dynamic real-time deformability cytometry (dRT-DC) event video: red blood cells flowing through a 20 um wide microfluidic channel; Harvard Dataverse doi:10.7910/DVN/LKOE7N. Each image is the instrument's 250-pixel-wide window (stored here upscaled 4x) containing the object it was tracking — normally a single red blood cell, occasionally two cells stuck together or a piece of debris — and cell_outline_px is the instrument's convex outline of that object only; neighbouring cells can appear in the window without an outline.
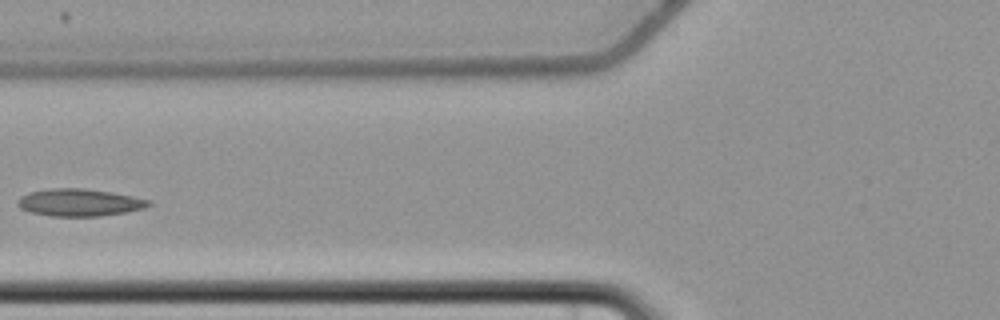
{"species": "common noctule bat (a hibernating species)", "species_latin": "Nyctalus noctula", "temperature_condition": "cold", "stored_images_in_passage": 4, "camera_frame_rate_fps": 3000, "um_per_image_px": 0.085, "animal": {"sex": "female", "body_mass_g": 22.7, "forearm_length_mm": 54.2}, "frame": {"image": 1, "passage_image": 4, "time_ms": 4.667, "image_size_px": [1000, 320], "cell_outline_px": [[152, 204], [144, 208], [124, 212], [100, 216], [48, 216], [32, 212], [20, 208], [16, 204], [16, 200], [20, 196], [28, 192], [48, 188], [84, 188], [112, 192], [152, 200]], "centroid_in_image_um": [6.72, 17.2], "position_along_channel_um": 119.1, "area_um2": 21.04}}